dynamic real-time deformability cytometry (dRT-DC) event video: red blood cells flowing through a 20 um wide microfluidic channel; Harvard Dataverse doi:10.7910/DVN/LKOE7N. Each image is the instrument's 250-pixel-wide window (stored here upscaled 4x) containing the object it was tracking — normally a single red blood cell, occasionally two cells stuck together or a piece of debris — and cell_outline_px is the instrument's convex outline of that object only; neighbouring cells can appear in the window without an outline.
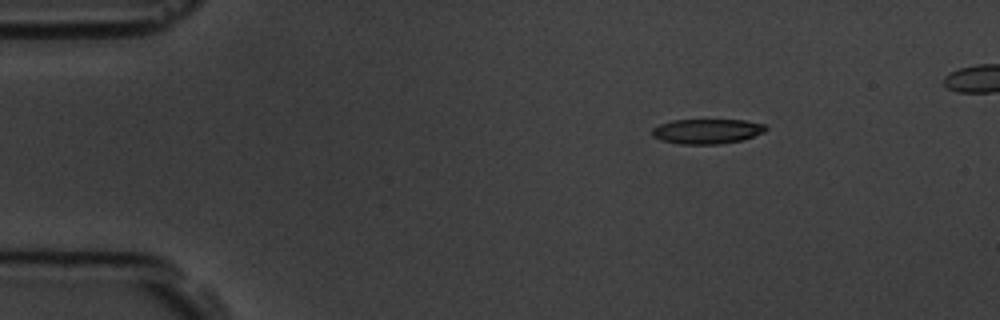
{"species": "common noctule bat (a hibernating species)", "species_latin": "Nyctalus noctula", "temperature_condition": "room temperature", "stored_images_in_passage": 4, "camera_frame_rate_fps": 3000, "um_per_image_px": 0.085, "animal": {"sex": "male", "body_mass_g": 19.5, "forearm_length_mm": 54.6}, "frame": {"image": 1, "passage_image": 2, "time_ms": 1.0, "image_size_px": [1000, 320], "cell_outline_px": [[768, 128], [764, 132], [744, 140], [720, 144], [680, 144], [660, 140], [652, 136], [652, 128], [660, 124], [672, 120], [744, 120], [764, 124]], "centroid_in_image_um": [60.1, 11.16], "position_along_channel_um": 24.9, "area_um2": 16.59}}